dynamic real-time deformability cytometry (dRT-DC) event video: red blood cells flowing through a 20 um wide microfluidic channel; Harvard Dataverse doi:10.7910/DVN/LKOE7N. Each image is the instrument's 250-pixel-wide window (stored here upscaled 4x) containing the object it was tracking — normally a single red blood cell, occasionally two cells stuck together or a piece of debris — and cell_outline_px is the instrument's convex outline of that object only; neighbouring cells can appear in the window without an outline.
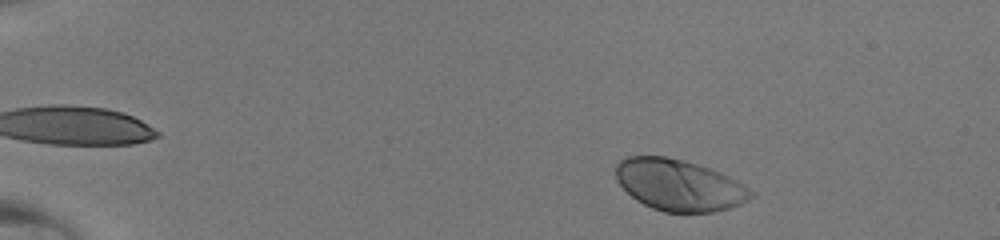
{"species": "human", "species_latin": "Homo sapiens", "temperature_condition": "room temperature", "stored_images_in_passage": 43, "camera_frame_rate_fps": 3000, "um_per_image_px": 0.085, "donor": {"sex": "male"}, "frame": {"image": 1, "passage_image": 3, "time_ms": 0.667, "image_size_px": [1000, 240], "cell_outline_px": [[756, 196], [740, 204], [728, 208], [712, 212], [664, 212], [652, 208], [636, 200], [616, 180], [616, 164], [620, 160], [628, 156], [664, 156], [684, 160], [720, 172], [736, 180], [756, 192]], "centroid_in_image_um": [57.74, 15.73], "position_along_channel_um": 27.3, "area_um2": 40.4}}
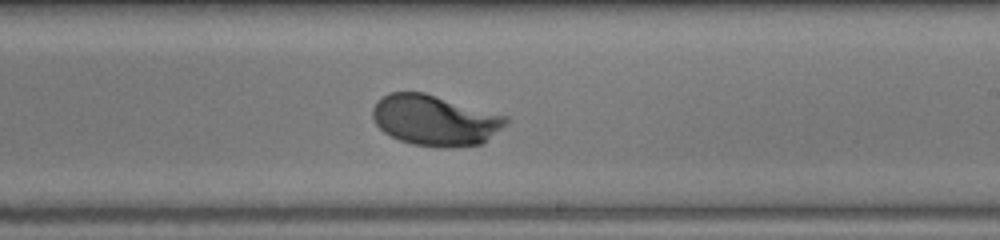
{"frame": {"image": 2, "passage_image": 26, "time_ms": 8.333, "image_size_px": [1000, 240], "cell_outline_px": [[508, 120], [500, 128], [480, 144], [448, 148], [444, 148], [412, 144], [400, 140], [384, 132], [376, 124], [372, 116], [372, 108], [376, 100], [392, 92], [424, 92], [508, 116]], "centroid_in_image_um": [36.93, 10.21], "position_along_channel_um": 252.1, "area_um2": 39.02}}
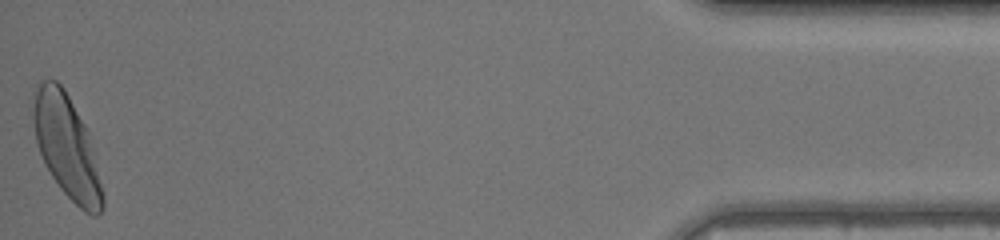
{"frame": {"image": 3, "passage_image": 43, "time_ms": 14.0, "image_size_px": [1000, 240], "cell_outline_px": [[104, 208], [96, 216], [92, 216], [84, 212], [60, 188], [52, 176], [36, 144], [32, 116], [32, 92], [44, 80], [56, 80], [64, 88], [84, 124], [88, 132], [104, 196]], "centroid_in_image_um": [5.65, 12.46], "position_along_channel_um": 429.6, "area_um2": 41.1}}